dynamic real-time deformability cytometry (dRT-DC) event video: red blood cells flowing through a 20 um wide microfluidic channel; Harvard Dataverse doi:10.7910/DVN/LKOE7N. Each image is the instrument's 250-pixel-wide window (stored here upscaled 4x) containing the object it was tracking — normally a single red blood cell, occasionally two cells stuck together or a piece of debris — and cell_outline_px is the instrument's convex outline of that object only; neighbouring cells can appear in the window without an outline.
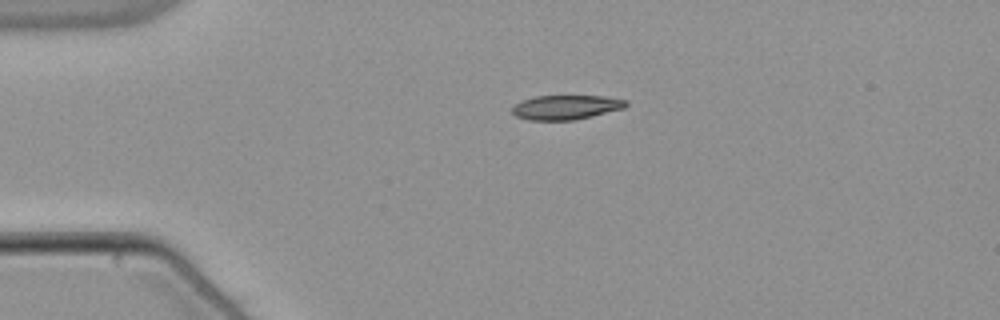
{"species": "common noctule bat (a hibernating species)", "species_latin": "Nyctalus noctula", "temperature_condition": "warm", "stored_images_in_passage": 42, "camera_frame_rate_fps": 3000, "um_per_image_px": 0.085, "animal": {"sex": "male", "body_mass_g": 21.5, "forearm_length_mm": 52.0}, "frame": {"image": 1, "passage_image": 1, "time_ms": 0.0, "image_size_px": [1000, 320], "cell_outline_px": [[628, 104], [624, 108], [576, 120], [528, 120], [516, 116], [512, 112], [512, 104], [520, 100], [536, 96], [604, 96], [628, 100]], "centroid_in_image_um": [48.08, 9.11], "position_along_channel_um": 36.9, "area_um2": 16.36}}
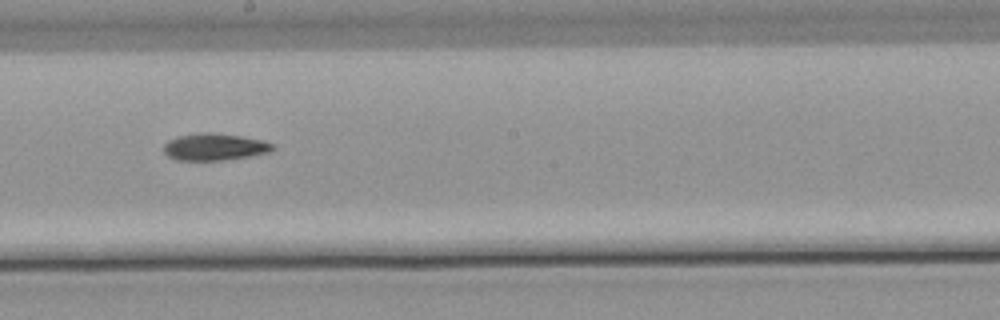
{"frame": {"image": 2, "passage_image": 19, "time_ms": 6.0, "image_size_px": [1000, 320], "cell_outline_px": [[276, 148], [272, 152], [252, 156], [224, 160], [176, 160], [168, 156], [164, 152], [164, 144], [168, 140], [176, 136], [200, 132], [212, 132], [244, 136], [264, 140], [276, 144]], "centroid_in_image_um": [18.3, 12.47], "position_along_channel_um": 229.9, "area_um2": 17.63}}
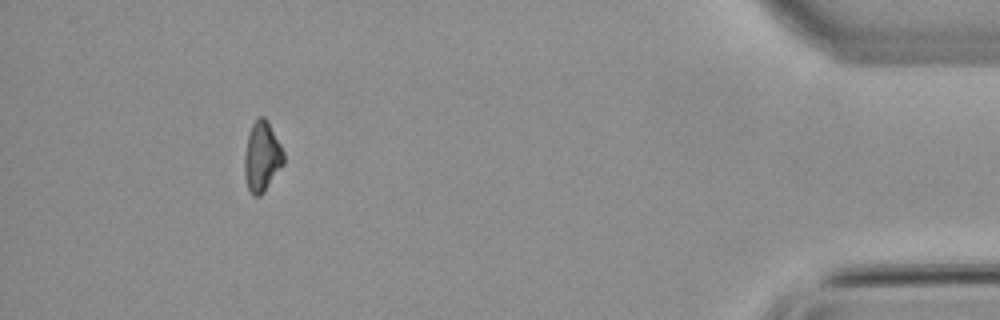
{"frame": {"image": 3, "passage_image": 38, "time_ms": 12.333, "image_size_px": [1000, 320], "cell_outline_px": [[284, 164], [264, 192], [260, 196], [252, 196], [248, 188], [244, 176], [244, 156], [248, 132], [252, 124], [260, 116], [264, 116], [268, 120], [284, 152]], "centroid_in_image_um": [22.26, 13.32], "position_along_channel_um": 412.9, "area_um2": 16.18}, "authors_computed_cell_mechanics": {"area_um2": 16.9065, "velocity_mm_per_s": 3.8717, "shape_relaxation_time_tau1_ms": 5.6327, "shape_relaxation_time_tau2_ms": null, "deformation_change_tau1": 0.1667, "deformation_change_tau2": null}}